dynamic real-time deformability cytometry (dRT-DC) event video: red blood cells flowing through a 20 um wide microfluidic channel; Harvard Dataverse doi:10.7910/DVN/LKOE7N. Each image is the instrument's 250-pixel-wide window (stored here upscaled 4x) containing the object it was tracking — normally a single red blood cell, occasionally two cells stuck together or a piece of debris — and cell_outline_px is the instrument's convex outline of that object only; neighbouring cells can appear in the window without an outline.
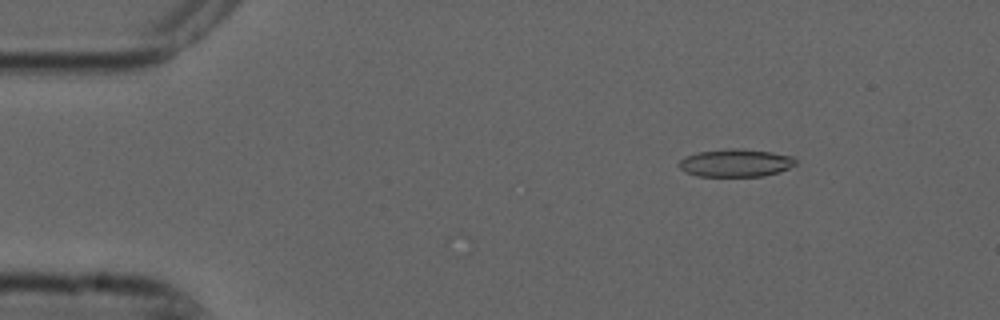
{"species": "common noctule bat (a hibernating species)", "species_latin": "Nyctalus noctula", "temperature_condition": "cold", "stored_images_in_passage": 5, "camera_frame_rate_fps": 3000, "um_per_image_px": 0.085, "animal": {"sex": "male", "forearm_length_mm": 52.5}, "frame": {"image": 1, "passage_image": 3, "time_ms": 0.667, "image_size_px": [1000, 320], "cell_outline_px": [[796, 164], [780, 172], [764, 176], [696, 176], [680, 168], [676, 164], [680, 160], [688, 156], [700, 152], [728, 148], [744, 148], [772, 152], [792, 156], [796, 160]], "centroid_in_image_um": [62.56, 13.84], "position_along_channel_um": 22.4, "area_um2": 18.9}}